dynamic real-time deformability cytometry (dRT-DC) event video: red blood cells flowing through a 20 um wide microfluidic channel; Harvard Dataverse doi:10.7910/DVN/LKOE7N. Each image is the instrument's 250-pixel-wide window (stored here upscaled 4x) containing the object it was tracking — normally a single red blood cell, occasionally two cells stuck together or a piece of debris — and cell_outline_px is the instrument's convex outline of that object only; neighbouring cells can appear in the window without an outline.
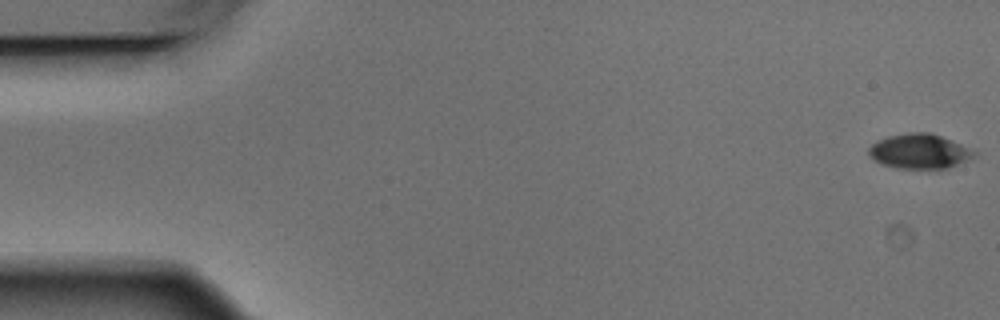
{"species": "Egyptian fruit bat (a non-hibernating species)", "species_latin": "Rousettus aegyptiacus", "temperature_condition": "warm", "stored_images_in_passage": 7, "camera_frame_rate_fps": 3000, "um_per_image_px": 0.085, "animal": {"sex": "male"}, "frame": {"image": 1, "passage_image": 1, "time_ms": 0.0, "image_size_px": [1000, 320], "cell_outline_px": [[976, 156], [948, 168], [900, 168], [884, 164], [876, 160], [868, 152], [868, 148], [872, 144], [888, 136], [908, 132], [928, 132], [940, 136], [960, 144], [976, 152]], "centroid_in_image_um": [78.16, 12.85], "position_along_channel_um": 6.8, "area_um2": 20.81}}
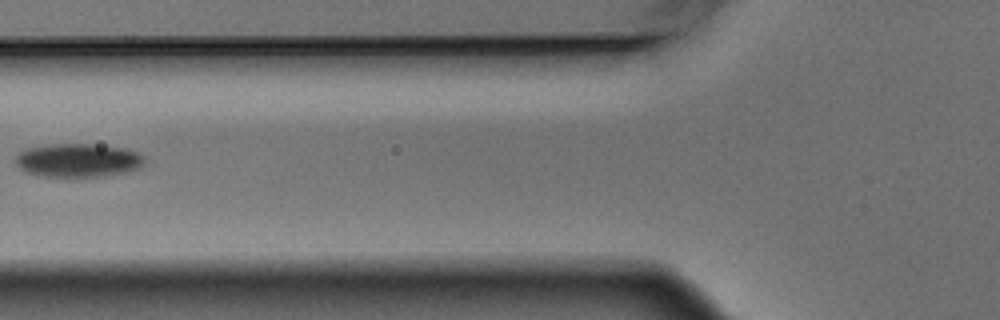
{"frame": {"image": 2, "passage_image": 6, "time_ms": 1.667, "image_size_px": [1000, 320], "cell_outline_px": [[144, 164], [140, 168], [128, 172], [108, 176], [68, 180], [36, 176], [24, 172], [16, 164], [16, 156], [24, 148], [44, 144], [92, 144], [124, 148], [140, 152], [144, 156]], "centroid_in_image_um": [6.61, 13.68], "position_along_channel_um": 119.2, "area_um2": 26.7}}
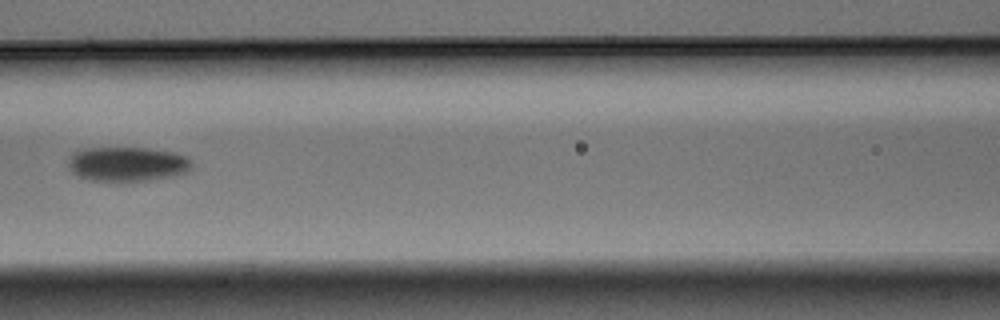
{"frame": {"image": 3, "passage_image": 7, "time_ms": 2.0, "image_size_px": [1000, 320], "cell_outline_px": [[192, 168], [188, 172], [172, 176], [148, 180], [88, 180], [72, 172], [68, 164], [68, 160], [72, 152], [84, 148], [148, 148], [176, 152], [188, 156], [192, 160]], "centroid_in_image_um": [10.86, 13.92], "position_along_channel_um": 155.7, "area_um2": 24.91}}